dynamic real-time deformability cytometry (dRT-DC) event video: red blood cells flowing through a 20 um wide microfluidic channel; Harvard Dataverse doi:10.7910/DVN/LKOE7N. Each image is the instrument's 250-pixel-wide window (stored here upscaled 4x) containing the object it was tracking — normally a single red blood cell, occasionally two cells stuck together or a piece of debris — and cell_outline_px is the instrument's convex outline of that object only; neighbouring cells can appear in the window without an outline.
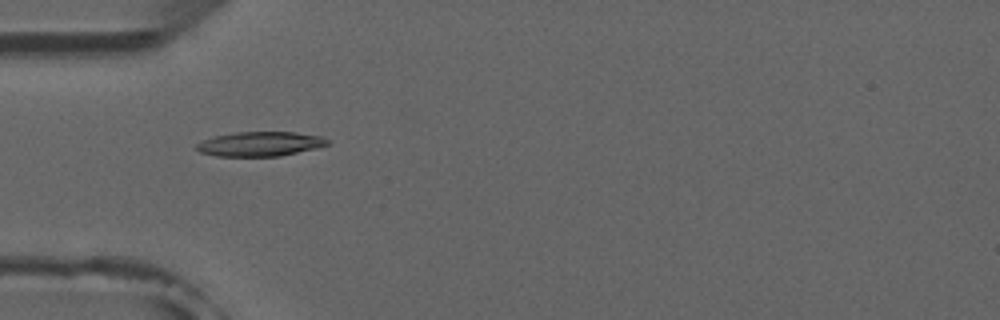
{"species": "common noctule bat (a hibernating species)", "species_latin": "Nyctalus noctula", "temperature_condition": "room temperature", "stored_images_in_passage": 3, "camera_frame_rate_fps": 3000, "um_per_image_px": 0.085, "animal": {"sex": "male", "forearm_length_mm": 52.5}, "frame": {"image": 1, "passage_image": 2, "time_ms": 1.0, "image_size_px": [1000, 320], "cell_outline_px": [[328, 144], [316, 148], [280, 156], [216, 156], [200, 152], [196, 148], [196, 144], [204, 140], [216, 136], [236, 132], [296, 132], [324, 136], [328, 140]], "centroid_in_image_um": [22.14, 12.23], "position_along_channel_um": 62.9, "area_um2": 18.61}}
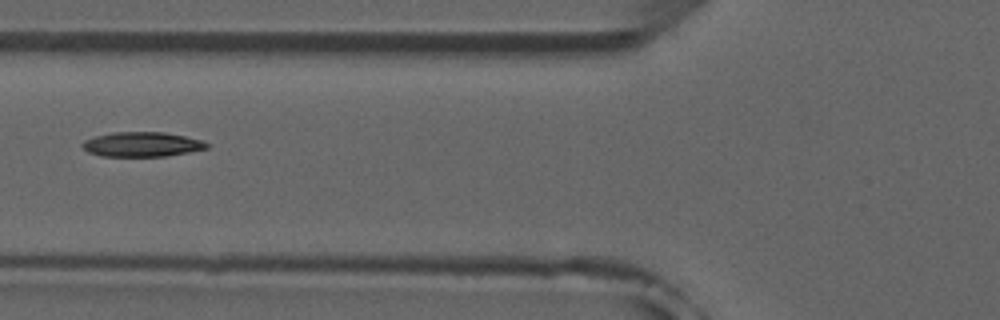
{"frame": {"image": 2, "passage_image": 3, "time_ms": 2.333, "image_size_px": [1000, 320], "cell_outline_px": [[208, 148], [168, 156], [100, 156], [88, 152], [80, 144], [84, 140], [96, 136], [112, 132], [164, 132], [204, 140], [208, 144]], "centroid_in_image_um": [12.06, 12.27], "position_along_channel_um": 113.7, "area_um2": 17.92}}